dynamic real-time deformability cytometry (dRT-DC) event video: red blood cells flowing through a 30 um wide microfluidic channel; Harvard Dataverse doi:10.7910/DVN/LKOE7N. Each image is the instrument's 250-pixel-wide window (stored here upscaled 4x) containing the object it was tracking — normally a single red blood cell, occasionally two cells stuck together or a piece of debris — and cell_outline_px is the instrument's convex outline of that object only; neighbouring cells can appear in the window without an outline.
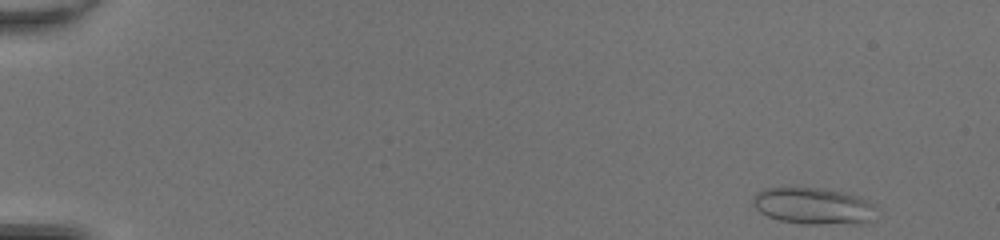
{"species": "common noctule bat (a hibernating species)", "species_latin": "Nyctalus noctula", "temperature_condition": "room temperature", "stored_images_in_passage": 46, "camera_frame_rate_fps": 3000, "um_per_image_px": 0.085, "animal": {"sex": "female", "body_mass_g": 20.0, "forearm_length_mm": 54.0}, "frame": {"image": 1, "passage_image": 1, "time_ms": 0.0, "image_size_px": [1000, 240], "cell_outline_px": [[872, 204], [868, 220], [860, 224], [804, 224], [780, 220], [768, 216], [760, 212], [752, 204], [752, 196], [756, 192], [764, 188], [824, 188], [844, 192], [860, 196], [868, 200]], "centroid_in_image_um": [69.05, 17.5], "position_along_channel_um": 16.0, "area_um2": 26.13}}
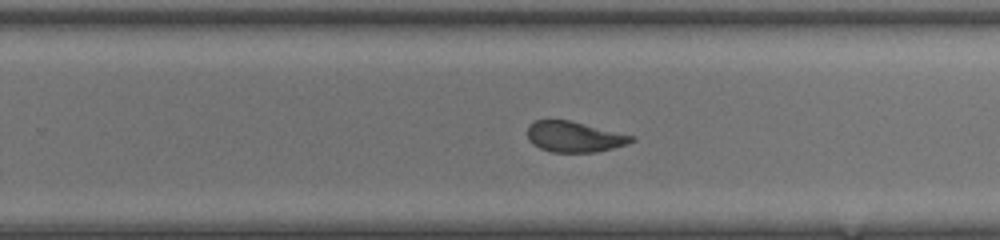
{"frame": {"image": 2, "passage_image": 30, "time_ms": 9.667, "image_size_px": [1000, 240], "cell_outline_px": [[636, 140], [628, 144], [596, 152], [552, 152], [540, 148], [532, 144], [528, 140], [528, 124], [536, 120], [572, 120], [636, 136]], "centroid_in_image_um": [48.84, 11.62], "position_along_channel_um": 281.0, "area_um2": 18.84}}
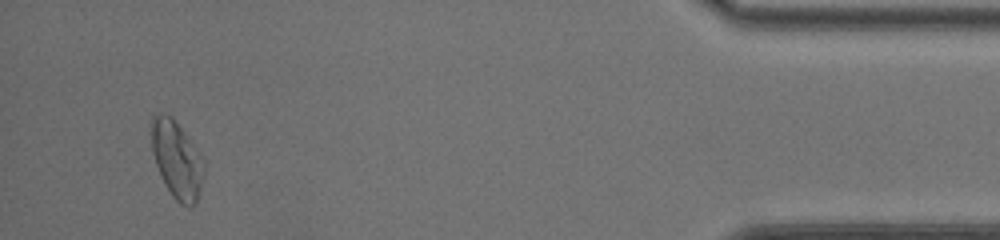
{"frame": {"image": 3, "passage_image": 44, "time_ms": 14.333, "image_size_px": [1000, 240], "cell_outline_px": [[204, 168], [200, 188], [196, 200], [188, 208], [180, 204], [172, 196], [164, 184], [160, 176], [152, 152], [152, 116], [156, 112], [160, 112], [172, 116], [204, 156]], "centroid_in_image_um": [15.03, 13.54], "position_along_channel_um": 420.2, "area_um2": 23.81}, "authors_computed_cell_mechanics": {"area_um2": 21.2993, "velocity_mm_per_s": 4.3222, "shape_relaxation_time_tau1_ms": 5.794, "shape_relaxation_time_tau2_ms": 0.8087, "deformation_change_tau1": 0.1605, "deformation_change_tau2": 0.0593}}